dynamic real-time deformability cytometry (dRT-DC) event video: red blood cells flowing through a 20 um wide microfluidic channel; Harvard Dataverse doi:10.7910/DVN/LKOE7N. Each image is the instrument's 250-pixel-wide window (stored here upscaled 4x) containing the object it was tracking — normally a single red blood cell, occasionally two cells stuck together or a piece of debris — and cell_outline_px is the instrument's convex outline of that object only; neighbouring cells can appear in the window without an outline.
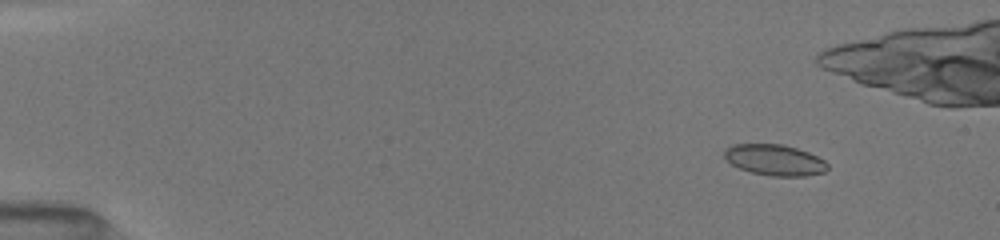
{"species": "common noctule bat (a hibernating species)", "species_latin": "Nyctalus noctula", "temperature_condition": "room temperature", "stored_images_in_passage": 44, "camera_frame_rate_fps": 3000, "um_per_image_px": 0.085, "animal": {"sex": "female", "body_mass_g": 19.5, "forearm_length_mm": 54.1}, "frame": {"image": 1, "passage_image": 7, "time_ms": 2.0, "image_size_px": [1000, 240], "cell_outline_px": [[828, 168], [824, 172], [804, 176], [768, 176], [752, 172], [740, 168], [732, 164], [724, 156], [724, 148], [732, 144], [784, 144], [808, 152], [824, 160], [828, 164]], "centroid_in_image_um": [65.84, 13.59], "position_along_channel_um": 19.2, "area_um2": 18.61}}
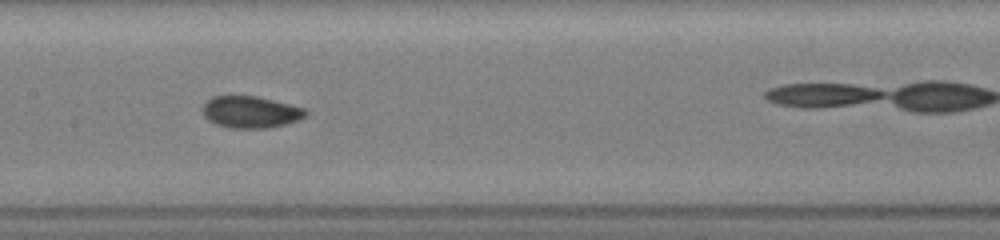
{"frame": {"image": 2, "passage_image": 28, "time_ms": 9.0, "image_size_px": [1000, 240], "cell_outline_px": [[308, 112], [300, 120], [268, 128], [228, 128], [216, 124], [208, 120], [204, 116], [204, 104], [212, 96], [256, 96], [304, 108]], "centroid_in_image_um": [21.29, 9.53], "position_along_channel_um": 186.1, "area_um2": 18.9}}
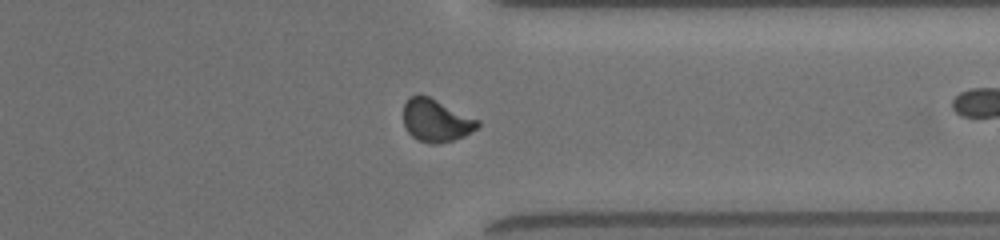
{"frame": {"image": 3, "passage_image": 42, "time_ms": 13.667, "image_size_px": [1000, 240], "cell_outline_px": [[480, 128], [464, 136], [452, 140], [436, 144], [432, 144], [416, 140], [404, 128], [404, 104], [408, 96], [420, 92], [480, 120]], "centroid_in_image_um": [37.05, 10.22], "position_along_channel_um": 374.3, "area_um2": 18.84}}